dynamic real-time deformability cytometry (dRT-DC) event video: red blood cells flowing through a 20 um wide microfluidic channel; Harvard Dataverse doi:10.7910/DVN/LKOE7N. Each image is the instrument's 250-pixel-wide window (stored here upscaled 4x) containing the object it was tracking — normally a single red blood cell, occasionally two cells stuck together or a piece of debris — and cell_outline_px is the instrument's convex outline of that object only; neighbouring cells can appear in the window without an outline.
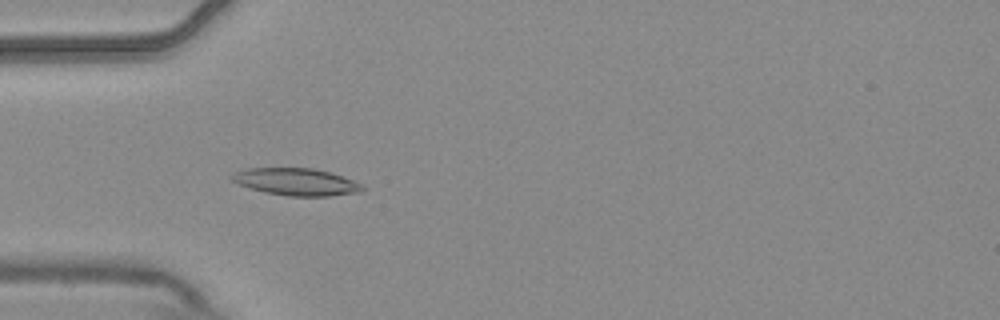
{"species": "common noctule bat (a hibernating species)", "species_latin": "Nyctalus noctula", "temperature_condition": "warm", "stored_images_in_passage": 2, "camera_frame_rate_fps": 3000, "um_per_image_px": 0.085, "animal": {"sex": "male", "body_mass_g": 20.4}, "frame": {"image": 1, "passage_image": 1, "time_ms": 0.0, "image_size_px": [1000, 320], "cell_outline_px": [[364, 188], [360, 192], [328, 196], [288, 196], [264, 192], [240, 184], [232, 180], [228, 176], [236, 172], [248, 168], [312, 168], [328, 172], [364, 184]], "centroid_in_image_um": [25.18, 15.46], "position_along_channel_um": 59.8, "area_um2": 20.46}}
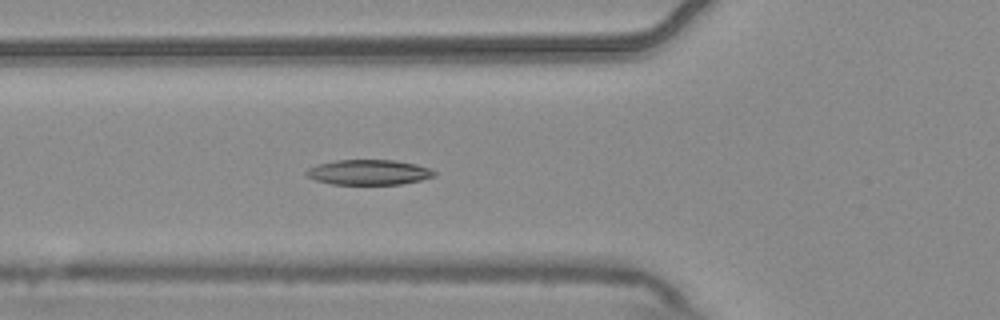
{"frame": {"image": 2, "passage_image": 2, "time_ms": 0.333, "image_size_px": [1000, 320], "cell_outline_px": [[436, 176], [420, 180], [400, 184], [332, 184], [316, 180], [308, 176], [304, 172], [308, 168], [316, 164], [336, 160], [392, 160], [416, 164], [428, 168], [436, 172]], "centroid_in_image_um": [31.33, 14.64], "position_along_channel_um": 94.5, "area_um2": 18.67}}